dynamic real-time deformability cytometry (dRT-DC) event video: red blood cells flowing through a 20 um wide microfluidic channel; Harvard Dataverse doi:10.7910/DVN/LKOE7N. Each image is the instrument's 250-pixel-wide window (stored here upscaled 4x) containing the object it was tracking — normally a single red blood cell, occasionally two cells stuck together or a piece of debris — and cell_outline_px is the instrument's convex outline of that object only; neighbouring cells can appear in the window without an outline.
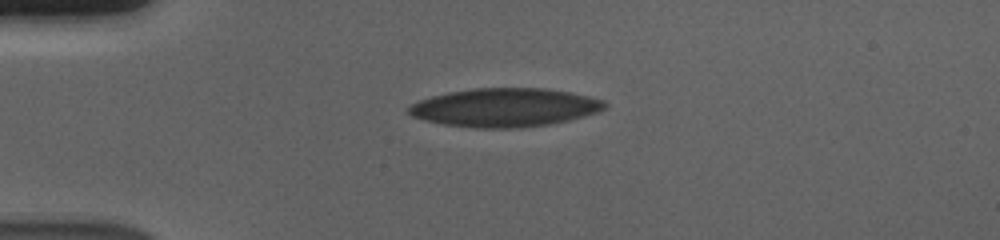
{"species": "human", "species_latin": "Homo sapiens", "temperature_condition": "cold", "stored_images_in_passage": 44, "camera_frame_rate_fps": 3000, "um_per_image_px": 0.085, "donor": {"sex": "male"}, "frame": {"image": 1, "passage_image": 1, "time_ms": 0.0, "image_size_px": [1000, 240], "cell_outline_px": [[608, 108], [600, 112], [568, 120], [548, 124], [512, 128], [476, 128], [444, 124], [424, 120], [412, 116], [408, 112], [408, 108], [412, 104], [420, 100], [432, 96], [448, 92], [476, 88], [548, 88], [588, 96], [604, 100], [608, 104]], "centroid_in_image_um": [42.95, 9.13], "position_along_channel_um": 42.1, "area_um2": 43.99}}
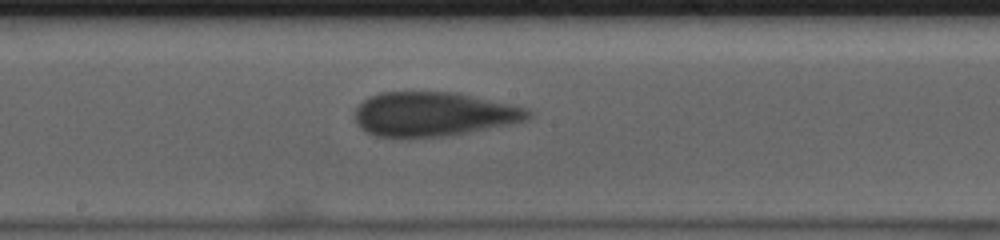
{"frame": {"image": 2, "passage_image": 18, "time_ms": 5.667, "image_size_px": [1000, 240], "cell_outline_px": [[532, 116], [528, 120], [468, 132], [444, 136], [376, 136], [360, 128], [356, 124], [356, 108], [368, 96], [380, 92], [456, 92], [512, 104], [524, 108], [532, 112]], "centroid_in_image_um": [36.85, 9.68], "position_along_channel_um": 211.3, "area_um2": 44.27}}
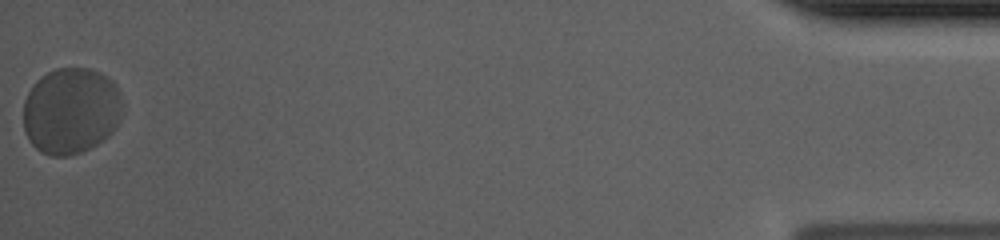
{"frame": {"image": 3, "passage_image": 44, "time_ms": 14.333, "image_size_px": [1000, 240], "cell_outline_px": [[124, 112], [116, 128], [108, 136], [96, 144], [80, 152], [68, 156], [52, 156], [40, 152], [28, 140], [24, 132], [24, 100], [28, 92], [36, 80], [40, 76], [56, 68], [92, 68], [112, 80], [116, 84], [124, 104]], "centroid_in_image_um": [6.05, 9.41], "position_along_channel_um": 429.1, "area_um2": 50.63}, "authors_computed_cell_mechanics": {"area_um2": 44.795, "velocity_mm_per_s": 3.5598, "shape_relaxation_time_tau1_ms": 5.8025, "shape_relaxation_time_tau2_ms": 0.8753, "deformation_change_tau1": 0.126, "deformation_change_tau2": 0.0695}}